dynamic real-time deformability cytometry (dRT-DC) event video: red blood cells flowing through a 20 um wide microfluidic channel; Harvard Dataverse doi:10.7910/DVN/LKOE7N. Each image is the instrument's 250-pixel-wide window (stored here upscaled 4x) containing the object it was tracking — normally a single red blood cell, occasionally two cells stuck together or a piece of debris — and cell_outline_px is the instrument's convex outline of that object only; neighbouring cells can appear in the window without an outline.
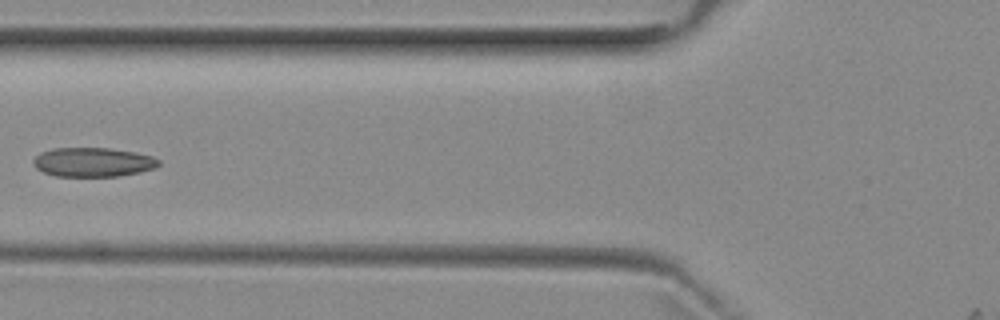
{"species": "common noctule bat (a hibernating species)", "species_latin": "Nyctalus noctula", "temperature_condition": "room temperature", "stored_images_in_passage": 4, "camera_frame_rate_fps": 3000, "um_per_image_px": 0.085, "animal": {"sex": "female", "body_mass_g": 29.2, "forearm_length_mm": 56.3}, "frame": {"image": 1, "passage_image": 4, "time_ms": 3.667, "image_size_px": [1000, 320], "cell_outline_px": [[160, 164], [156, 168], [140, 172], [120, 176], [56, 176], [44, 172], [36, 168], [32, 164], [32, 160], [40, 152], [52, 148], [108, 148], [136, 152], [152, 156], [160, 160]], "centroid_in_image_um": [7.91, 13.78], "position_along_channel_um": 117.9, "area_um2": 21.5}}